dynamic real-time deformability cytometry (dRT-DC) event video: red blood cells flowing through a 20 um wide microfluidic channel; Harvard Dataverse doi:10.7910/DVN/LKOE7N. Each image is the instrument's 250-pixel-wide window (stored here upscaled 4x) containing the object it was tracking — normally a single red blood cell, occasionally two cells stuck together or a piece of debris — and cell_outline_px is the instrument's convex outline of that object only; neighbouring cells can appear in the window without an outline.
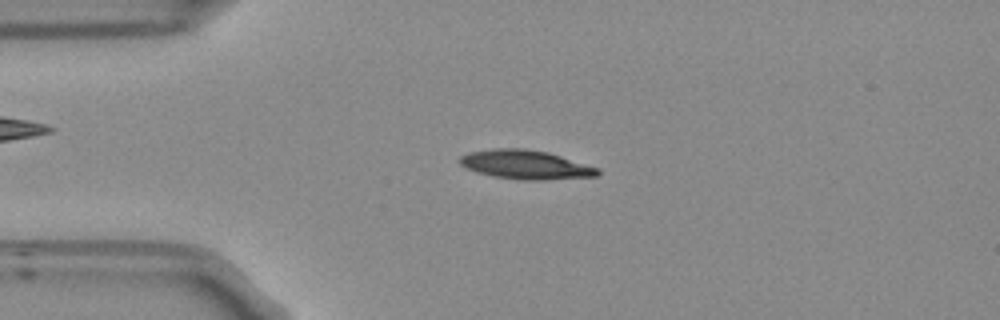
{"species": "Egyptian fruit bat (a non-hibernating species)", "species_latin": "Rousettus aegyptiacus", "temperature_condition": "room temperature", "stored_images_in_passage": 43, "camera_frame_rate_fps": 3000, "um_per_image_px": 0.085, "frame": {"image": 1, "passage_image": 2, "time_ms": 0.333, "image_size_px": [1000, 320], "cell_outline_px": [[600, 172], [596, 176], [544, 180], [524, 180], [496, 176], [476, 172], [460, 164], [460, 156], [468, 152], [492, 148], [524, 148], [548, 152], [600, 168]], "centroid_in_image_um": [44.69, 13.98], "position_along_channel_um": 40.3, "area_um2": 23.24}}
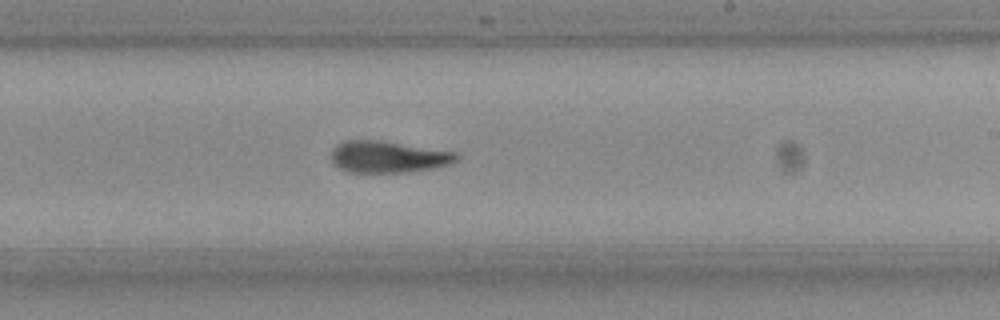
{"frame": {"image": 2, "passage_image": 21, "time_ms": 6.667, "image_size_px": [1000, 320], "cell_outline_px": [[460, 156], [452, 164], [436, 168], [404, 172], [348, 172], [332, 164], [332, 148], [336, 144], [344, 140], [384, 140], [456, 152]], "centroid_in_image_um": [33.0, 13.32], "position_along_channel_um": 256.0, "area_um2": 23.47}}
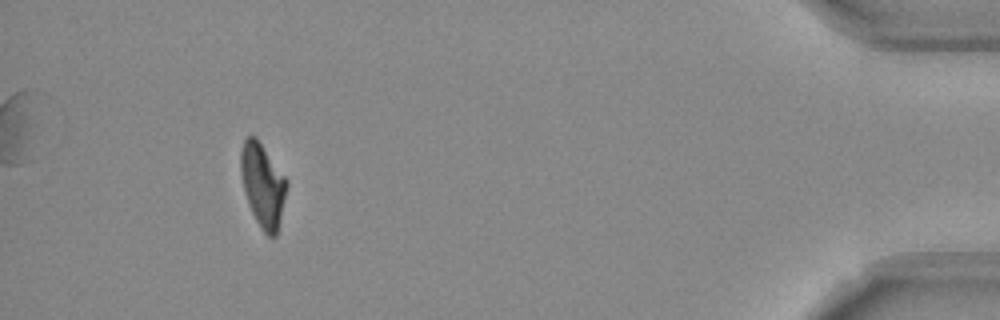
{"frame": {"image": 3, "passage_image": 39, "time_ms": 12.667, "image_size_px": [1000, 320], "cell_outline_px": [[288, 184], [276, 236], [268, 236], [260, 228], [248, 204], [244, 192], [240, 172], [240, 152], [244, 140], [248, 136], [256, 136], [288, 180]], "centroid_in_image_um": [22.32, 15.71], "position_along_channel_um": 412.9, "area_um2": 22.37}, "authors_computed_cell_mechanics": {"area_um2": 23.12, "velocity_mm_per_s": 3.7481, "shape_relaxation_time_tau1_ms": 8.4541, "shape_relaxation_time_tau2_ms": 5.0088, "deformation_change_tau1": 0.2086, "deformation_change_tau2": 0.116}}